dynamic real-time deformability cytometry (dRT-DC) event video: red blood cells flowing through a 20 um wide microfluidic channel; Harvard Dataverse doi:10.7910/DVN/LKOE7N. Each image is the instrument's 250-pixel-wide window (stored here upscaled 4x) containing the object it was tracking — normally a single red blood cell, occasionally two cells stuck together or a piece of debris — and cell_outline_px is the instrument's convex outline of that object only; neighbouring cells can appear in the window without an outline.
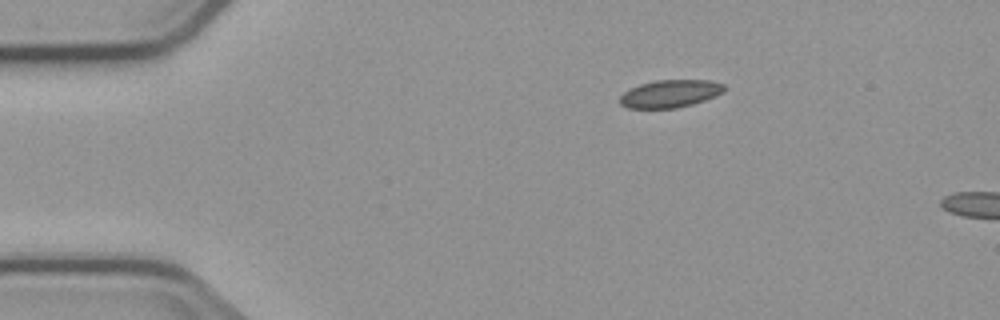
{"species": "common noctule bat (a hibernating species)", "species_latin": "Nyctalus noctula", "temperature_condition": "cold", "stored_images_in_passage": 3, "camera_frame_rate_fps": 3000, "um_per_image_px": 0.085, "animal": {"sex": "male", "body_mass_g": 23.1, "forearm_length_mm": 52.7}, "frame": {"image": 1, "passage_image": 1, "time_ms": 0.0, "image_size_px": [1000, 320], "cell_outline_px": [[728, 88], [724, 92], [716, 96], [692, 104], [676, 108], [628, 108], [620, 104], [620, 96], [628, 88], [640, 84], [656, 80], [708, 80], [724, 84]], "centroid_in_image_um": [56.98, 7.95], "position_along_channel_um": 28.0, "area_um2": 16.94}}